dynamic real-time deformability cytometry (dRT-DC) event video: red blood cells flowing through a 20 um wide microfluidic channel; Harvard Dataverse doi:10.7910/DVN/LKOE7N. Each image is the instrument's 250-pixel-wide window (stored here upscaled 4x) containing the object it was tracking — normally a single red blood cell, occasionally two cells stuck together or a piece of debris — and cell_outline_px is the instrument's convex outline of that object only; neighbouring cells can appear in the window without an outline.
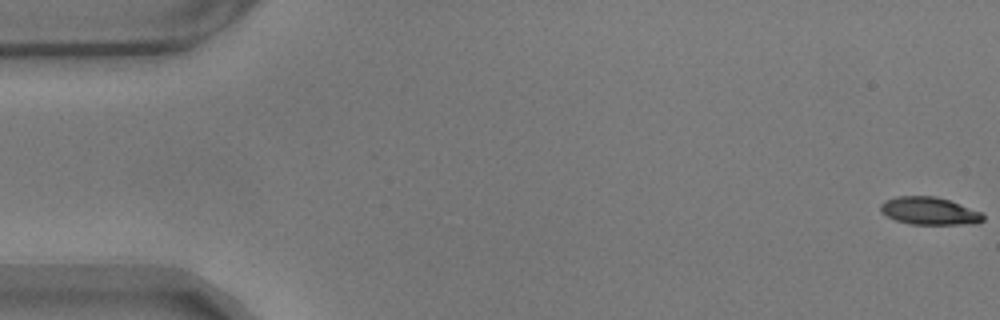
{"species": "common noctule bat (a hibernating species)", "species_latin": "Nyctalus noctula", "temperature_condition": "warm", "stored_images_in_passage": 58, "camera_frame_rate_fps": 3000, "um_per_image_px": 0.085, "animal": {"sex": "male", "body_mass_g": 17.9}, "frame": {"image": 1, "passage_image": 1, "time_ms": 0.0, "image_size_px": [1000, 320], "cell_outline_px": [[984, 220], [976, 224], [908, 224], [896, 220], [880, 212], [880, 204], [884, 200], [896, 196], [936, 196], [984, 212]], "centroid_in_image_um": [79.01, 17.93], "position_along_channel_um": 6.0, "area_um2": 16.7}}
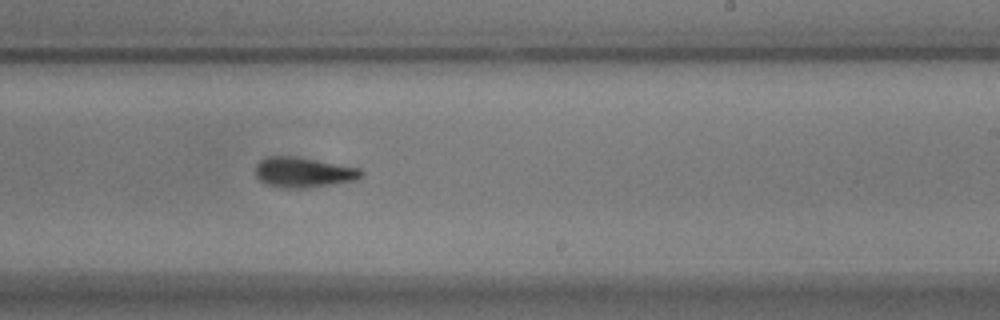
{"frame": {"image": 2, "passage_image": 35, "time_ms": 11.333, "image_size_px": [1000, 320], "cell_outline_px": [[364, 172], [360, 180], [300, 188], [292, 188], [264, 184], [256, 176], [256, 164], [264, 156], [300, 156], [360, 168]], "centroid_in_image_um": [25.81, 14.62], "position_along_channel_um": 263.2, "area_um2": 18.79}}
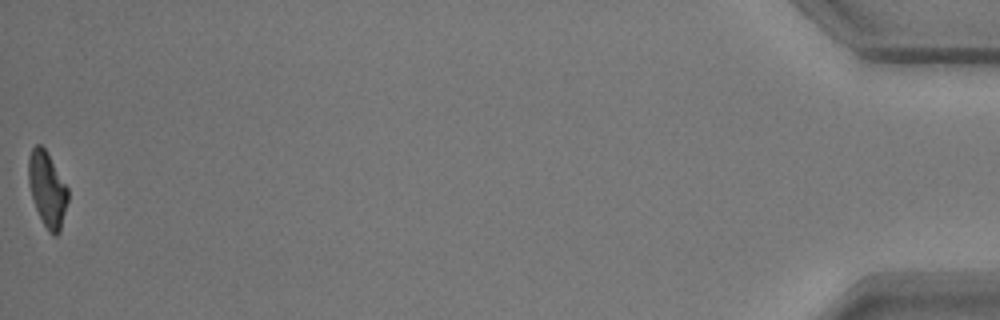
{"frame": {"image": 3, "passage_image": 58, "time_ms": 19.0, "image_size_px": [1000, 320], "cell_outline_px": [[68, 200], [60, 232], [56, 236], [52, 236], [48, 232], [36, 208], [28, 184], [28, 156], [32, 148], [36, 144], [40, 144], [48, 152], [68, 188]], "centroid_in_image_um": [4.02, 16.08], "position_along_channel_um": 431.2, "area_um2": 17.34}, "authors_computed_cell_mechanics": {"area_um2": 18.0625, "velocity_mm_per_s": 3.5089, "shape_relaxation_time_tau1_ms": 6.0907, "shape_relaxation_time_tau2_ms": 4.1282, "deformation_change_tau1": 0.2002, "deformation_change_tau2": 0.123}}